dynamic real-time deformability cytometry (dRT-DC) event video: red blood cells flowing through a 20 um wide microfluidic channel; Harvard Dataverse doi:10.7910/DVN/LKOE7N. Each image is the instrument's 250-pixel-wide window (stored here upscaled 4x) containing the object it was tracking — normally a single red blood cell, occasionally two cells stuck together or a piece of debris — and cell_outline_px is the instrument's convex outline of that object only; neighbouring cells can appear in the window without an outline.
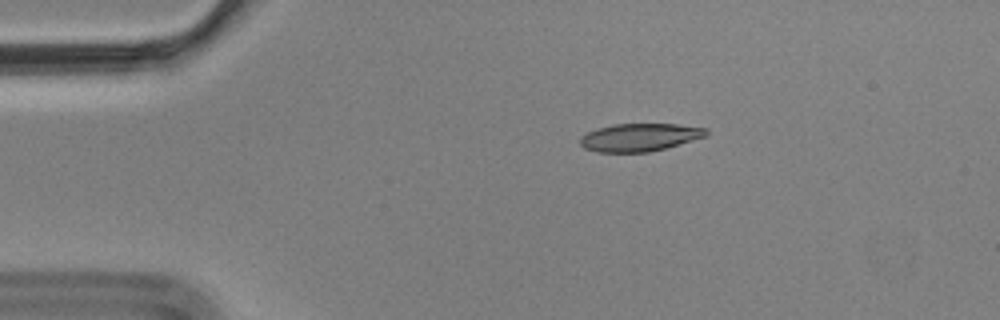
{"species": "Egyptian fruit bat (a non-hibernating species)", "species_latin": "Rousettus aegyptiacus", "temperature_condition": "cold", "stored_images_in_passage": 4, "camera_frame_rate_fps": 3000, "um_per_image_px": 0.085, "animal": {"sex": "male"}, "frame": {"image": 1, "passage_image": 3, "time_ms": 0.667, "image_size_px": [1000, 320], "cell_outline_px": [[708, 136], [664, 148], [648, 152], [596, 152], [584, 148], [580, 144], [580, 136], [588, 132], [612, 124], [676, 124], [708, 128]], "centroid_in_image_um": [54.38, 11.67], "position_along_channel_um": 30.6, "area_um2": 20.4}}